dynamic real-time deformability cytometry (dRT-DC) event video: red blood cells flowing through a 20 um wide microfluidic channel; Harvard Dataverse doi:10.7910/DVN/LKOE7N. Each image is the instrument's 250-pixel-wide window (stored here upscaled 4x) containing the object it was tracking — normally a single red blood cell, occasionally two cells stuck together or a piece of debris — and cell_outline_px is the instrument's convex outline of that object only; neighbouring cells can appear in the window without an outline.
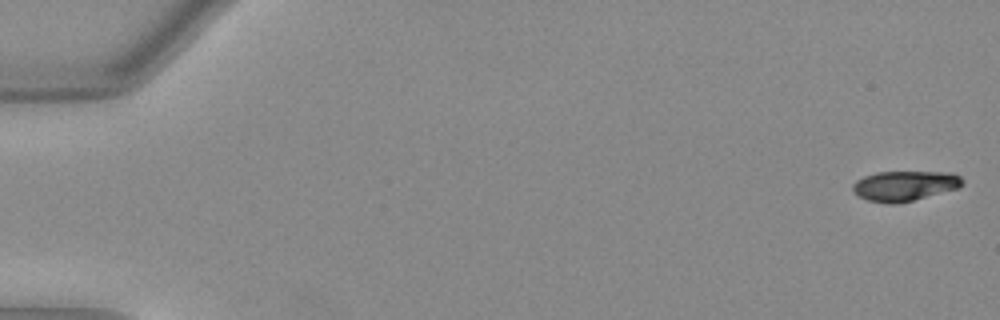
{"species": "Egyptian fruit bat (a non-hibernating species)", "species_latin": "Rousettus aegyptiacus", "temperature_condition": "warm", "stored_images_in_passage": 52, "camera_frame_rate_fps": 3000, "um_per_image_px": 0.085, "animal": {"sex": "female"}, "frame": {"image": 1, "passage_image": 1, "time_ms": 0.0, "image_size_px": [1000, 320], "cell_outline_px": [[964, 184], [960, 188], [896, 204], [888, 204], [868, 200], [852, 192], [852, 184], [856, 180], [864, 176], [876, 172], [948, 172], [960, 176], [964, 180]], "centroid_in_image_um": [76.9, 15.79], "position_along_channel_um": 8.1, "area_um2": 19.31}}
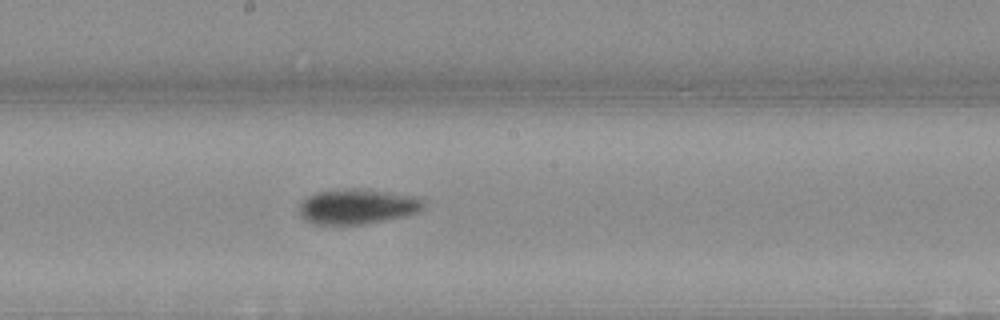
{"frame": {"image": 2, "passage_image": 29, "time_ms": 9.333, "image_size_px": [1000, 320], "cell_outline_px": [[424, 200], [420, 208], [416, 212], [404, 216], [360, 224], [316, 224], [304, 220], [300, 216], [300, 204], [308, 196], [316, 192], [344, 188], [364, 188], [420, 196]], "centroid_in_image_um": [30.36, 17.52], "position_along_channel_um": 217.8, "area_um2": 25.43}}
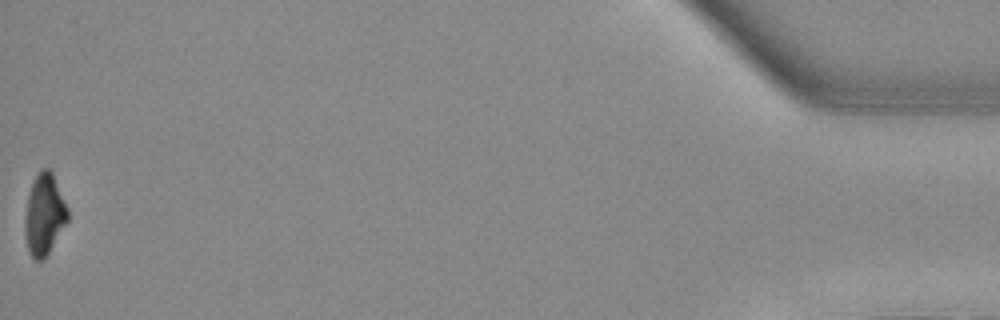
{"frame": {"image": 3, "passage_image": 52, "time_ms": 17.0, "image_size_px": [1000, 320], "cell_outline_px": [[68, 220], [44, 260], [36, 260], [28, 252], [24, 228], [24, 216], [28, 196], [32, 184], [40, 168], [48, 168], [52, 172], [68, 208]], "centroid_in_image_um": [3.75, 18.24], "position_along_channel_um": 431.4, "area_um2": 20.17}, "authors_computed_cell_mechanics": {"area_um2": 21.5594, "velocity_mm_per_s": 4.0102, "shape_relaxation_time_tau1_ms": 3.5129, "shape_relaxation_time_tau2_ms": null, "deformation_change_tau1": 0.156, "deformation_change_tau2": null}}